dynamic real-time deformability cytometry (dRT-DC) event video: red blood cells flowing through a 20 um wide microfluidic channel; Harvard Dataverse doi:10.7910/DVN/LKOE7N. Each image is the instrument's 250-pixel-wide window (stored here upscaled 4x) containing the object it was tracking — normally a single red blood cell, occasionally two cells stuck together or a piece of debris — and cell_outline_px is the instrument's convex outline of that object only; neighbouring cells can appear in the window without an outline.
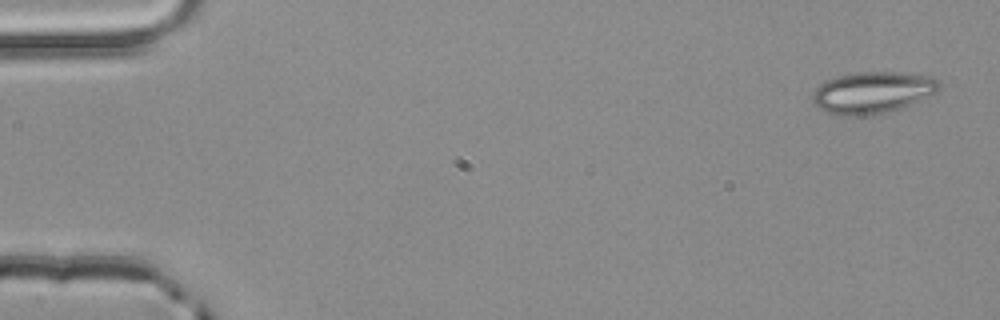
{"species": "common noctule bat (a hibernating species)", "species_latin": "Nyctalus noctula", "temperature_condition": "room temperature", "stored_images_in_passage": 5, "segment_of_instrument_passage": [1, 2], "camera_frame_rate_fps": 3000, "um_per_image_px": 0.085, "animal": {"sex": "male", "body_mass_g": 20.4}, "frame": {"image": 1, "passage_image": 1, "time_ms": 0.0, "image_size_px": [1000, 320], "cell_outline_px": [[940, 88], [936, 92], [900, 108], [884, 112], [852, 116], [840, 116], [816, 108], [812, 100], [812, 92], [820, 84], [836, 76], [856, 72], [900, 72], [932, 76], [940, 80]], "centroid_in_image_um": [74.13, 7.84], "position_along_channel_um": 10.9, "area_um2": 30.63}}
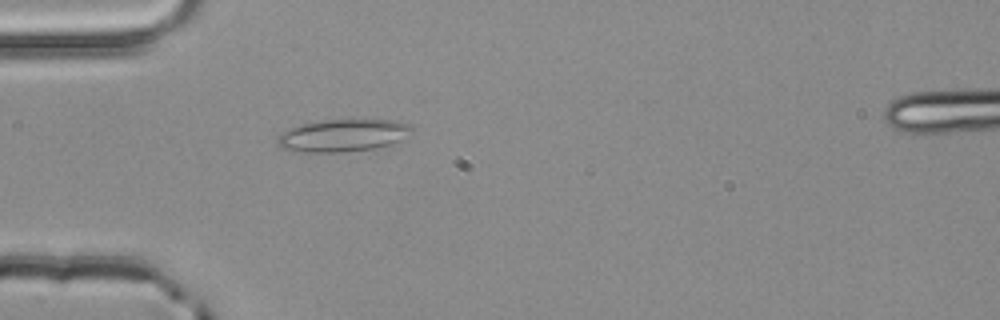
{"frame": {"image": 2, "passage_image": 4, "time_ms": 1.0, "image_size_px": [1000, 320], "cell_outline_px": [[412, 128], [400, 140], [388, 144], [372, 148], [344, 152], [304, 152], [284, 148], [276, 140], [276, 136], [288, 128], [300, 124], [324, 120], [364, 116], [396, 120], [412, 124]], "centroid_in_image_um": [29.17, 11.44], "position_along_channel_um": 55.8, "area_um2": 26.07}}